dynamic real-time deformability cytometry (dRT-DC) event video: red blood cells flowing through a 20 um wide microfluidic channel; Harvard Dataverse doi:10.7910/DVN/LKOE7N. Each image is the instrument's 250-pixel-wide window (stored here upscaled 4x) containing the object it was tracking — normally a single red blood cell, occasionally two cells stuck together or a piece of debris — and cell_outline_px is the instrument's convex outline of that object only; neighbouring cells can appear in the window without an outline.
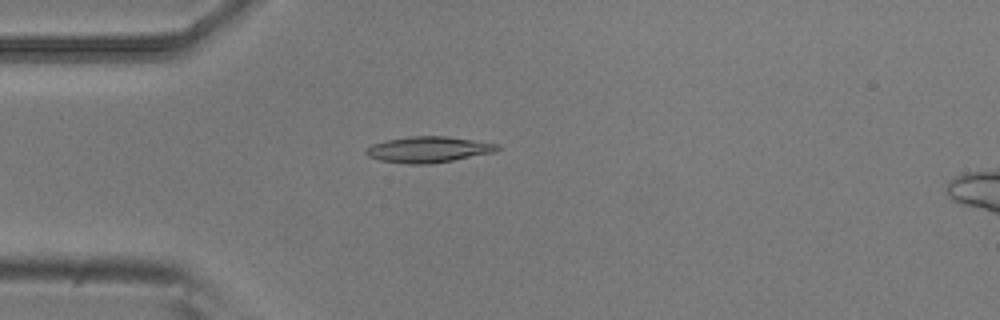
{"species": "common noctule bat (a hibernating species)", "species_latin": "Nyctalus noctula", "temperature_condition": "room temperature", "stored_images_in_passage": 4, "camera_frame_rate_fps": 3000, "um_per_image_px": 0.085, "animal": {"sex": "male", "body_mass_g": 20.5, "forearm_length_mm": 52.5}, "frame": {"image": 1, "passage_image": 4, "time_ms": 1.0, "image_size_px": [1000, 320], "cell_outline_px": [[500, 148], [496, 152], [452, 160], [428, 164], [408, 164], [380, 160], [368, 156], [364, 152], [372, 144], [388, 140], [408, 136], [448, 136], [500, 144]], "centroid_in_image_um": [36.45, 12.7], "position_along_channel_um": 48.6, "area_um2": 19.83}}